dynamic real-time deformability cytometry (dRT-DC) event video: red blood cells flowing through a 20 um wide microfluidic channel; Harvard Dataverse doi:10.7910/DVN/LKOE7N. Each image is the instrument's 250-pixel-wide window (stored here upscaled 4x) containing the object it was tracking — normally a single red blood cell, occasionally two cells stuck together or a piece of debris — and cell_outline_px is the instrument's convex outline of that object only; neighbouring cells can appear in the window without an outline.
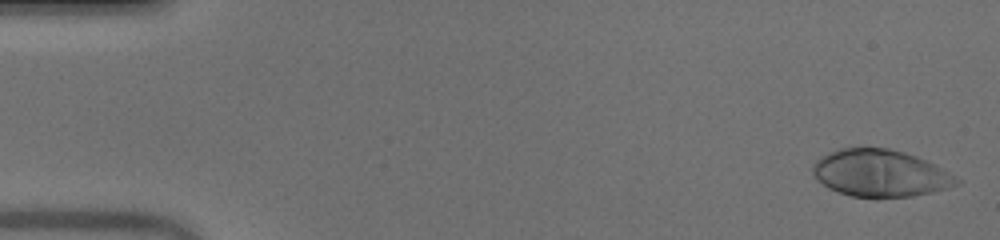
{"species": "human", "species_latin": "Homo sapiens", "temperature_condition": "warm", "stored_images_in_passage": 50, "camera_frame_rate_fps": 3000, "um_per_image_px": 0.085, "donor": {"sex": "male"}, "frame": {"image": 1, "passage_image": 1, "time_ms": 0.0, "image_size_px": [1000, 240], "cell_outline_px": [[960, 184], [932, 192], [912, 196], [852, 196], [836, 192], [828, 188], [816, 180], [812, 172], [812, 164], [820, 156], [828, 152], [840, 148], [888, 148], [904, 152], [916, 156], [936, 164], [956, 176], [960, 180]], "centroid_in_image_um": [74.8, 14.71], "position_along_channel_um": 10.2, "area_um2": 39.48}}
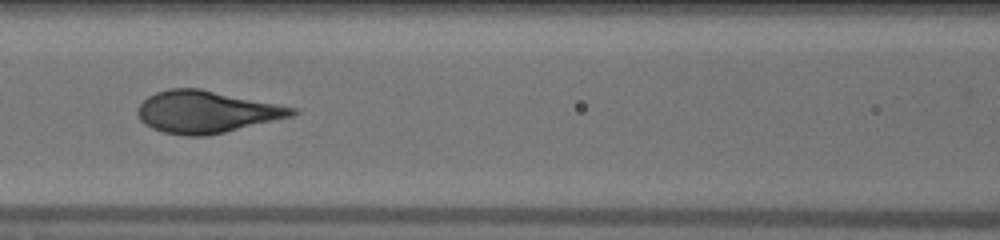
{"frame": {"image": 2, "passage_image": 22, "time_ms": 7.0, "image_size_px": [1000, 240], "cell_outline_px": [[300, 112], [292, 116], [208, 136], [184, 136], [164, 132], [152, 128], [144, 124], [140, 120], [136, 112], [140, 104], [148, 96], [156, 92], [168, 88], [200, 88], [296, 108]], "centroid_in_image_um": [17.51, 9.51], "position_along_channel_um": 149.1, "area_um2": 37.8}}
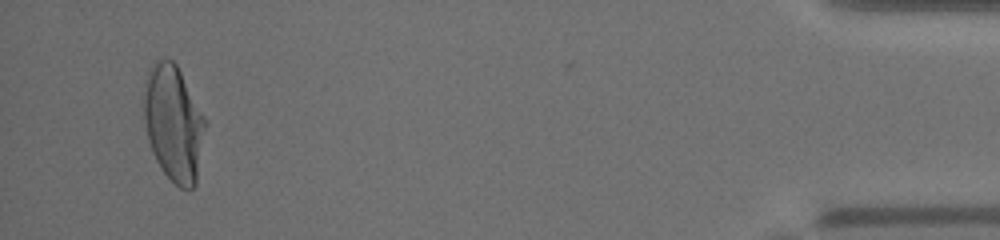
{"frame": {"image": 3, "passage_image": 48, "time_ms": 15.667, "image_size_px": [1000, 240], "cell_outline_px": [[208, 124], [196, 184], [192, 188], [180, 188], [164, 172], [156, 160], [152, 152], [148, 140], [144, 120], [144, 80], [152, 64], [156, 60], [172, 60], [176, 64], [204, 116]], "centroid_in_image_um": [14.77, 10.49], "position_along_channel_um": 420.4, "area_um2": 41.56}}